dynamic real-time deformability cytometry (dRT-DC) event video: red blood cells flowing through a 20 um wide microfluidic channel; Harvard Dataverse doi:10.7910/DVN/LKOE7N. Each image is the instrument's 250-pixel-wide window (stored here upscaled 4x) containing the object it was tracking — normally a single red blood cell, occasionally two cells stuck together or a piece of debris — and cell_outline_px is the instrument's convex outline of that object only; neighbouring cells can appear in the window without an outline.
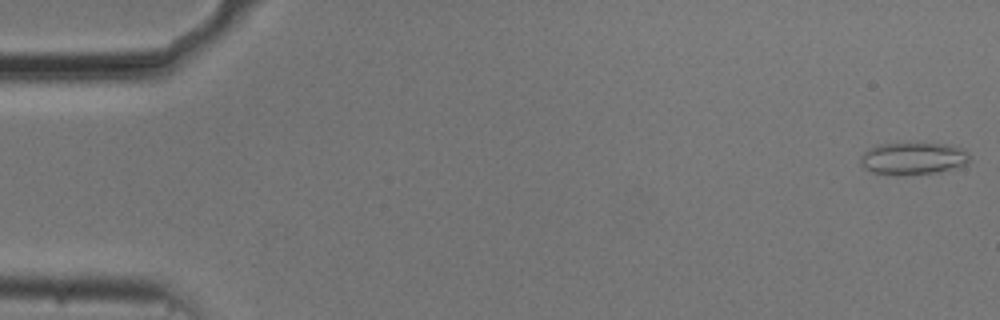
{"species": "common noctule bat (a hibernating species)", "species_latin": "Nyctalus noctula", "temperature_condition": "cold", "stored_images_in_passage": 54, "camera_frame_rate_fps": 3000, "um_per_image_px": 0.085, "animal": {"sex": "male", "body_mass_g": 20.5, "forearm_length_mm": 52.5}, "frame": {"image": 1, "passage_image": 1, "time_ms": 0.0, "image_size_px": [1000, 320], "cell_outline_px": [[972, 156], [968, 164], [936, 172], [900, 176], [896, 176], [872, 172], [864, 168], [860, 164], [860, 156], [868, 148], [876, 144], [948, 144], [964, 148]], "centroid_in_image_um": [77.61, 13.48], "position_along_channel_um": 7.4, "area_um2": 20.81}}
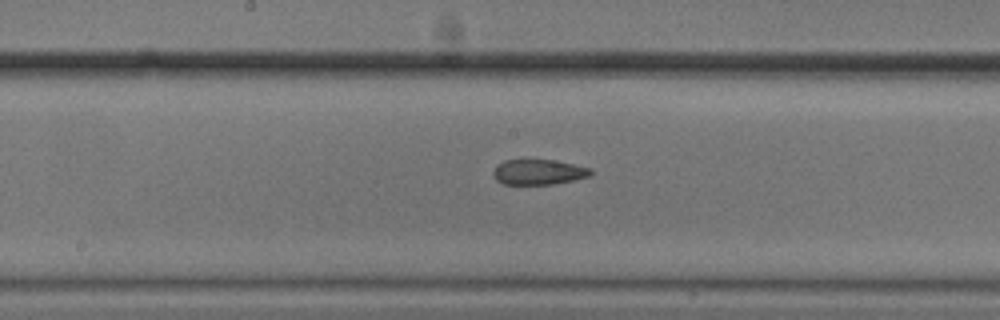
{"frame": {"image": 2, "passage_image": 28, "time_ms": 9.0, "image_size_px": [1000, 320], "cell_outline_px": [[592, 176], [552, 184], [504, 184], [496, 180], [492, 176], [492, 172], [496, 164], [504, 160], [556, 160], [592, 168]], "centroid_in_image_um": [45.76, 14.62], "position_along_channel_um": 202.4, "area_um2": 14.51}}
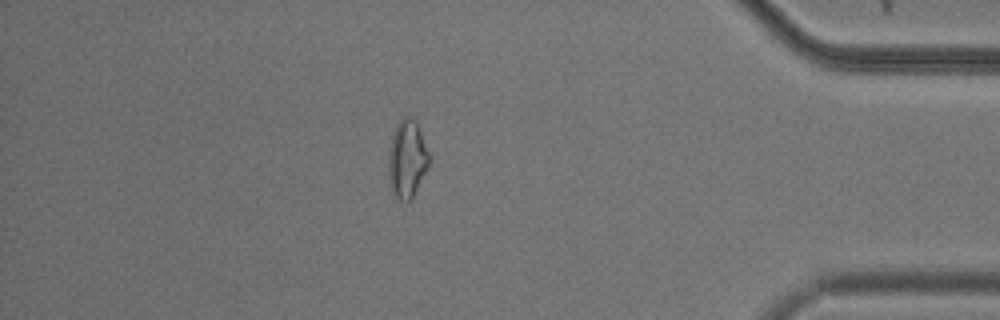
{"frame": {"image": 3, "passage_image": 47, "time_ms": 15.333, "image_size_px": [1000, 320], "cell_outline_px": [[428, 164], [412, 200], [400, 200], [396, 196], [392, 188], [388, 176], [388, 152], [392, 132], [396, 124], [408, 112], [416, 120], [420, 128], [428, 152]], "centroid_in_image_um": [34.58, 13.42], "position_along_channel_um": 400.6, "area_um2": 18.5}, "authors_computed_cell_mechanics": {"area_um2": 16.7042, "velocity_mm_per_s": 3.7174, "shape_relaxation_time_tau1_ms": null, "shape_relaxation_time_tau2_ms": 3.7745, "deformation_change_tau1": null, "deformation_change_tau2": 0.1058}}